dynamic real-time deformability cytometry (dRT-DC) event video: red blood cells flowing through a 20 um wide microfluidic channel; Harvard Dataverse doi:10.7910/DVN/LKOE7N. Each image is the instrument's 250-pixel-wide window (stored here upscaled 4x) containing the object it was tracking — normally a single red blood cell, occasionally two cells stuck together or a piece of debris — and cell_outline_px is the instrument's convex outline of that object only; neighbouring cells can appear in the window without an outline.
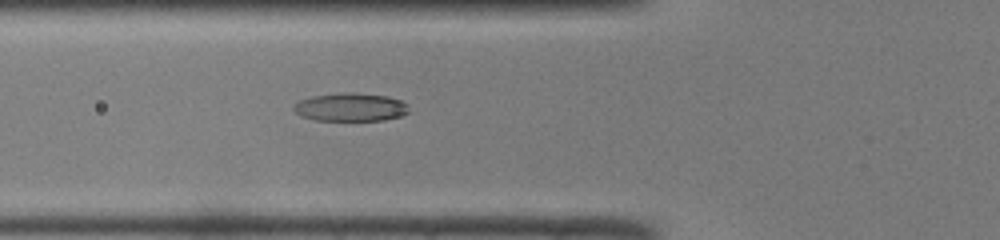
{"species": "common noctule bat (a hibernating species)", "species_latin": "Nyctalus noctula", "temperature_condition": "room temperature", "stored_images_in_passage": 38, "camera_frame_rate_fps": 3000, "um_per_image_px": 0.085, "animal": {"sex": "male", "body_mass_g": 19.0, "forearm_length_mm": 50.8}, "frame": {"image": 1, "passage_image": 7, "time_ms": 2.0, "image_size_px": [1000, 240], "cell_outline_px": [[408, 112], [400, 116], [384, 120], [316, 120], [300, 116], [292, 108], [300, 100], [312, 96], [340, 92], [356, 92], [388, 96], [400, 100], [404, 104]], "centroid_in_image_um": [29.76, 9.1], "position_along_channel_um": 96.0, "area_um2": 18.84}}
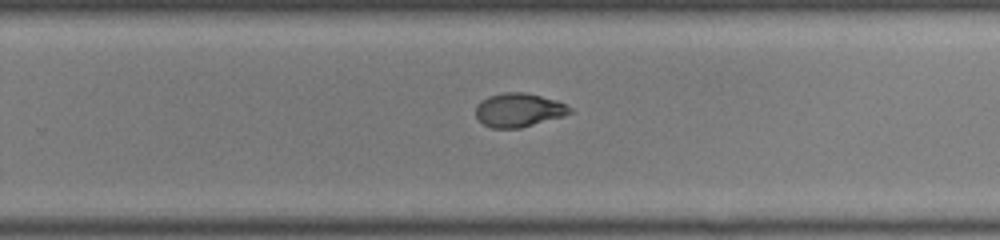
{"frame": {"image": 2, "passage_image": 21, "time_ms": 6.667, "image_size_px": [1000, 240], "cell_outline_px": [[576, 112], [564, 116], [520, 128], [492, 128], [484, 124], [476, 116], [476, 104], [480, 100], [488, 96], [504, 92], [524, 92], [556, 100], [572, 108]], "centroid_in_image_um": [44.1, 9.35], "position_along_channel_um": 285.7, "area_um2": 18.61}}
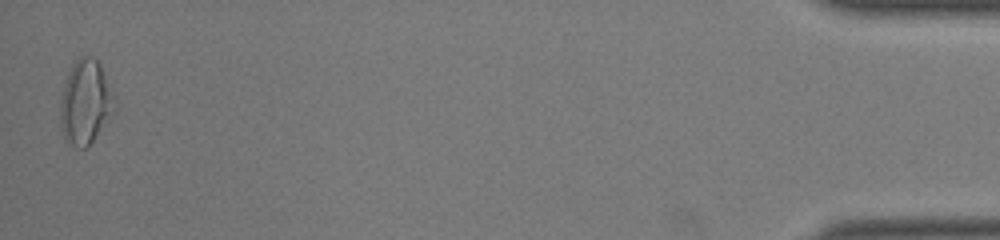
{"frame": {"image": 3, "passage_image": 38, "time_ms": 12.333, "image_size_px": [1000, 240], "cell_outline_px": [[116, 108], [92, 140], [84, 148], [80, 148], [72, 144], [64, 136], [60, 116], [60, 104], [64, 84], [72, 64], [80, 56], [92, 56], [100, 64], [112, 92]], "centroid_in_image_um": [7.25, 8.64], "position_along_channel_um": 427.9, "area_um2": 25.84}, "authors_computed_cell_mechanics": {"area_um2": 19.0162, "velocity_mm_per_s": 4.0703, "shape_relaxation_time_tau1_ms": null, "shape_relaxation_time_tau2_ms": 2.2312, "deformation_change_tau1": null, "deformation_change_tau2": 0.0523}}